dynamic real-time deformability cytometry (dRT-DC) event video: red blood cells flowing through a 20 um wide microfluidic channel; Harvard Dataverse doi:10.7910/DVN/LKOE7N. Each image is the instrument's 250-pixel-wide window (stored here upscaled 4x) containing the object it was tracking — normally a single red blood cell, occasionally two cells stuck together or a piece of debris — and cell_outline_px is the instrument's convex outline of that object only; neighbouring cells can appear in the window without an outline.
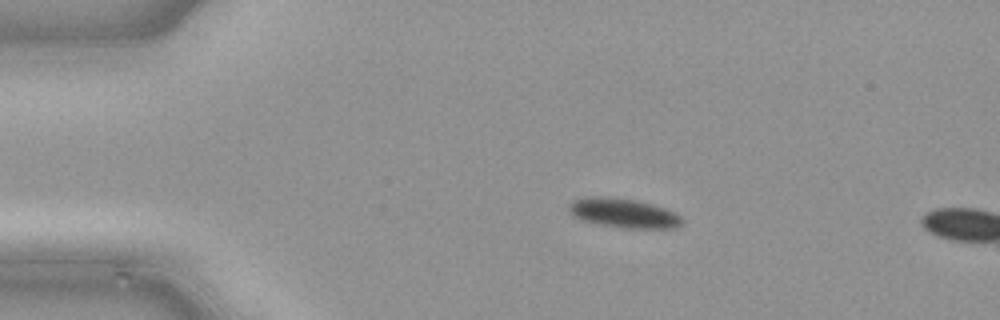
{"species": "common noctule bat (a hibernating species)", "species_latin": "Nyctalus noctula", "temperature_condition": "cold", "stored_images_in_passage": 3, "camera_frame_rate_fps": 3000, "um_per_image_px": 0.085, "animal": {"sex": "male", "body_mass_g": 21.5, "forearm_length_mm": 52.0}, "frame": {"image": 1, "passage_image": 1, "time_ms": 0.0, "image_size_px": [1000, 320], "cell_outline_px": [[680, 224], [676, 228], [624, 228], [600, 224], [580, 220], [572, 216], [568, 208], [568, 204], [572, 200], [588, 196], [632, 200], [664, 208], [680, 216]], "centroid_in_image_um": [52.91, 18.13], "position_along_channel_um": 32.1, "area_um2": 18.84}}